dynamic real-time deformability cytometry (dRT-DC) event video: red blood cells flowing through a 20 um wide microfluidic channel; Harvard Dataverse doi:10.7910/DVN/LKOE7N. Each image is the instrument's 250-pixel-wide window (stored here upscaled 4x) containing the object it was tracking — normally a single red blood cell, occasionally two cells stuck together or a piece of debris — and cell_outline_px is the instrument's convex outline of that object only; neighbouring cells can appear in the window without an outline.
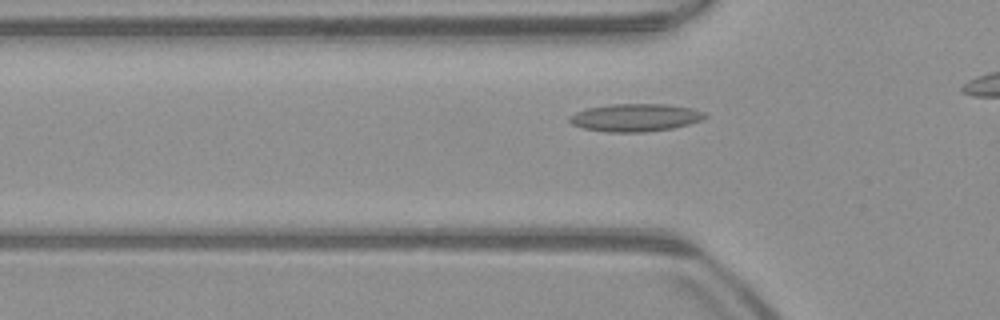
{"species": "common noctule bat (a hibernating species)", "species_latin": "Nyctalus noctula", "temperature_condition": "warm", "stored_images_in_passage": 10, "camera_frame_rate_fps": 3000, "um_per_image_px": 0.085, "animal": {"sex": "male", "body_mass_g": 23.1, "forearm_length_mm": 52.7}, "frame": {"image": 1, "passage_image": 4, "time_ms": 1.0, "image_size_px": [1000, 320], "cell_outline_px": [[708, 116], [704, 120], [672, 128], [644, 132], [608, 132], [584, 128], [572, 124], [568, 120], [568, 116], [576, 112], [588, 108], [612, 104], [664, 104], [692, 108], [704, 112]], "centroid_in_image_um": [54.02, 9.99], "position_along_channel_um": 71.8, "area_um2": 21.85}}
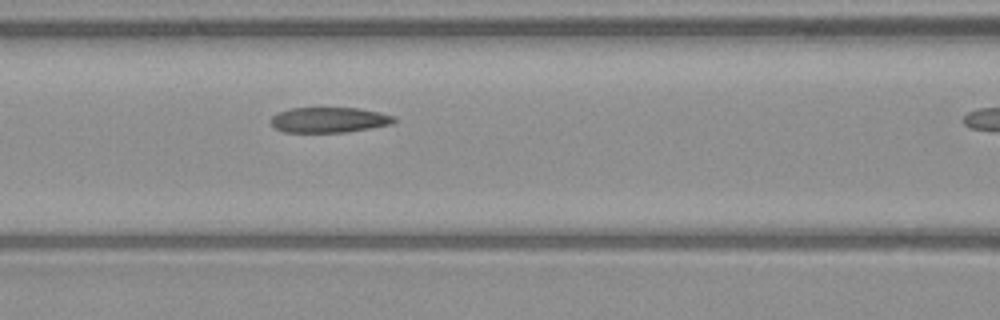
{"frame": {"image": 2, "passage_image": 9, "time_ms": 2.667, "image_size_px": [1000, 320], "cell_outline_px": [[396, 120], [392, 124], [344, 132], [284, 132], [276, 128], [272, 124], [272, 116], [276, 112], [288, 108], [360, 108], [380, 112], [396, 116]], "centroid_in_image_um": [27.98, 10.18], "position_along_channel_um": 138.6, "area_um2": 18.21}}